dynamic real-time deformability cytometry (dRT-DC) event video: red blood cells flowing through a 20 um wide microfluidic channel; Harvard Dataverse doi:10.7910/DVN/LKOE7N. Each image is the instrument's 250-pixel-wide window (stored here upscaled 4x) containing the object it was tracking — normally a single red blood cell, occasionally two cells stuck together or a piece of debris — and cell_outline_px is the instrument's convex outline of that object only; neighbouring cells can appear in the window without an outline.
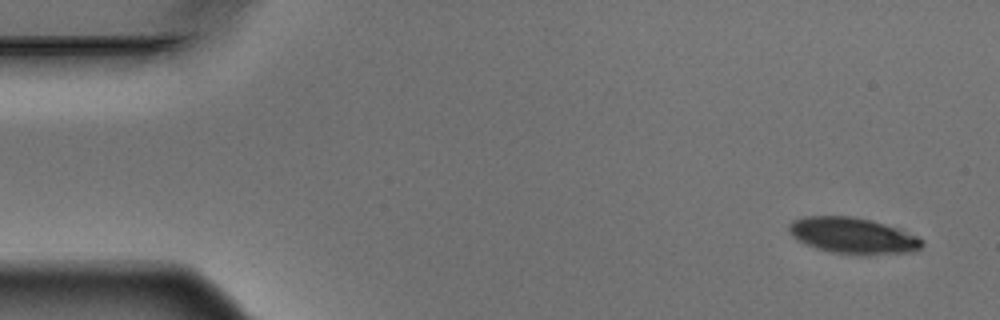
{"species": "Egyptian fruit bat (a non-hibernating species)", "species_latin": "Rousettus aegyptiacus", "temperature_condition": "warm", "stored_images_in_passage": 5, "camera_frame_rate_fps": 3000, "um_per_image_px": 0.085, "animal": {"sex": "male"}, "frame": {"image": 1, "passage_image": 1, "time_ms": 0.0, "image_size_px": [1000, 320], "cell_outline_px": [[924, 244], [920, 248], [904, 252], [832, 252], [816, 248], [804, 244], [796, 240], [788, 232], [788, 224], [792, 220], [804, 216], [852, 216], [872, 220], [884, 224], [916, 236], [924, 240]], "centroid_in_image_um": [72.37, 19.97], "position_along_channel_um": 12.6, "area_um2": 27.05}}
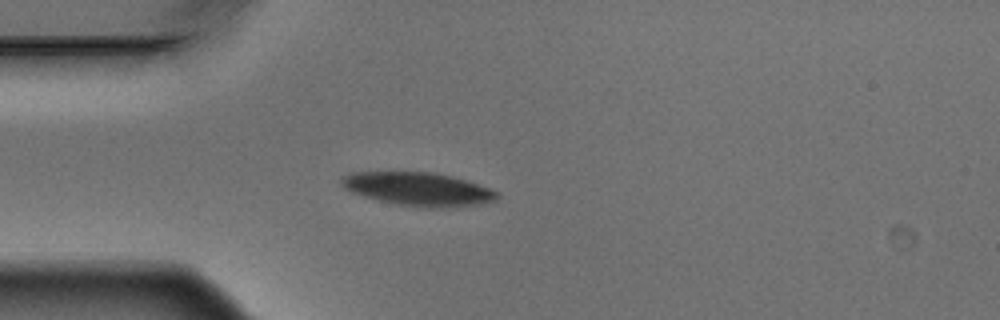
{"frame": {"image": 2, "passage_image": 4, "time_ms": 1.0, "image_size_px": [1000, 320], "cell_outline_px": [[500, 196], [496, 200], [480, 204], [440, 208], [420, 208], [396, 204], [364, 196], [352, 192], [344, 188], [340, 184], [340, 176], [352, 172], [432, 172], [452, 176], [488, 188], [496, 192]], "centroid_in_image_um": [35.5, 16.07], "position_along_channel_um": 49.5, "area_um2": 30.23}}